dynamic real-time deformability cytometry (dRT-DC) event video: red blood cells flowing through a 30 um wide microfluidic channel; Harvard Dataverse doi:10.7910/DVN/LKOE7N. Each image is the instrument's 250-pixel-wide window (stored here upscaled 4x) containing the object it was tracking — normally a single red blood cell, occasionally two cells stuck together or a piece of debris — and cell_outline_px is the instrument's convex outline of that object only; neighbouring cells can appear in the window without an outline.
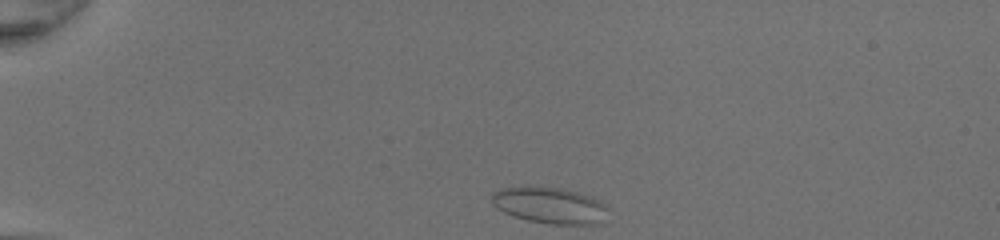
{"species": "common noctule bat (a hibernating species)", "species_latin": "Nyctalus noctula", "temperature_condition": "room temperature", "stored_images_in_passage": 37, "camera_frame_rate_fps": 3000, "um_per_image_px": 0.085, "animal": {"sex": "female", "body_mass_g": 20.0, "forearm_length_mm": 54.0}, "frame": {"image": 1, "passage_image": 1, "time_ms": 0.0, "image_size_px": [1000, 240], "cell_outline_px": [[612, 208], [600, 224], [548, 224], [528, 220], [512, 216], [496, 208], [492, 204], [492, 192], [500, 188], [528, 184], [560, 188], [580, 192], [592, 196], [608, 204]], "centroid_in_image_um": [46.76, 17.42], "position_along_channel_um": 38.2, "area_um2": 25.66}}
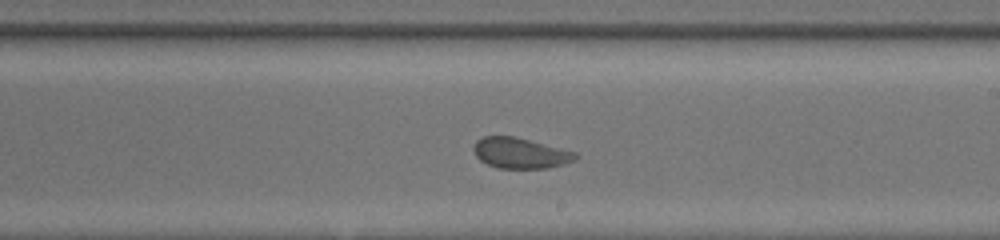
{"frame": {"image": 2, "passage_image": 20, "time_ms": 6.333, "image_size_px": [1000, 240], "cell_outline_px": [[580, 156], [576, 160], [564, 164], [548, 168], [500, 168], [488, 164], [480, 160], [476, 156], [472, 148], [476, 140], [484, 136], [512, 136], [576, 152]], "centroid_in_image_um": [44.23, 13.02], "position_along_channel_um": 244.8, "area_um2": 18.09}}
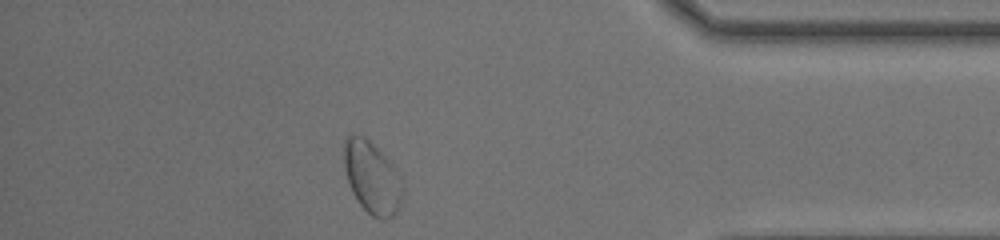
{"frame": {"image": 3, "passage_image": 33, "time_ms": 10.667, "image_size_px": [1000, 240], "cell_outline_px": [[404, 192], [400, 208], [388, 220], [380, 220], [372, 216], [356, 200], [348, 184], [344, 168], [344, 140], [348, 136], [364, 136], [396, 168], [400, 176]], "centroid_in_image_um": [31.64, 15.15], "position_along_channel_um": 403.6, "area_um2": 24.74}, "authors_computed_cell_mechanics": {"area_um2": 19.1896, "velocity_mm_per_s": 4.2865, "shape_relaxation_time_tau1_ms": null, "shape_relaxation_time_tau2_ms": 1.0232, "deformation_change_tau1": null, "deformation_change_tau2": 0.0644}}